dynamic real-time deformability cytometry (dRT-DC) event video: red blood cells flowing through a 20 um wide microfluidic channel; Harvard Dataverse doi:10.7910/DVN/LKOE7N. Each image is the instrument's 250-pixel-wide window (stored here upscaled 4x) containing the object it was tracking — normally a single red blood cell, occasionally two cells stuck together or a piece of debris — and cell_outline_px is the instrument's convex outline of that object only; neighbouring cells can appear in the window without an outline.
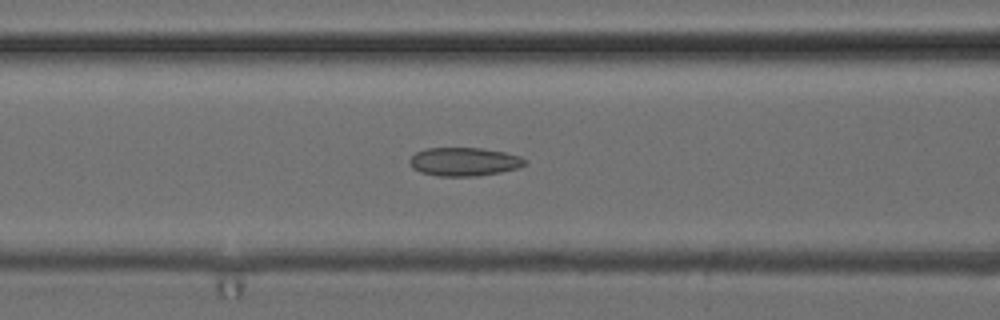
{"species": "common noctule bat (a hibernating species)", "species_latin": "Nyctalus noctula", "temperature_condition": "cold", "stored_images_in_passage": 43, "camera_frame_rate_fps": 3000, "um_per_image_px": 0.085, "animal": {"sex": "female", "body_mass_g": 24.6, "forearm_length_mm": 56.2}, "frame": {"image": 1, "passage_image": 13, "time_ms": 4.0, "image_size_px": [1000, 320], "cell_outline_px": [[528, 160], [520, 168], [500, 172], [476, 176], [436, 176], [420, 172], [412, 168], [408, 160], [416, 152], [424, 148], [480, 148], [504, 152], [520, 156]], "centroid_in_image_um": [39.44, 13.75], "position_along_channel_um": 127.2, "area_um2": 19.25}}
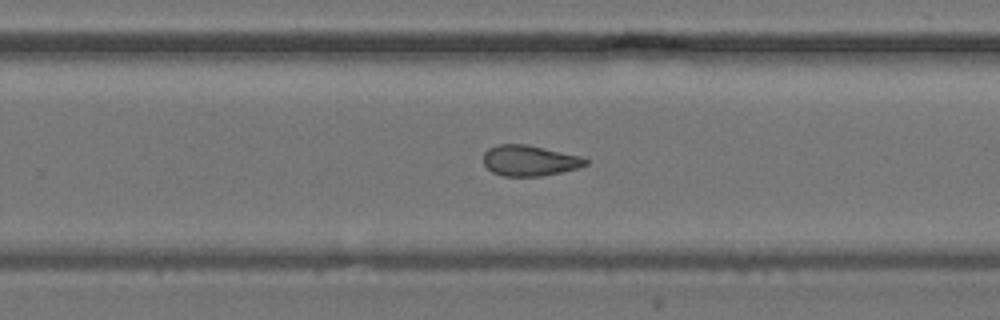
{"frame": {"image": 2, "passage_image": 25, "time_ms": 8.0, "image_size_px": [1000, 320], "cell_outline_px": [[588, 164], [576, 168], [560, 172], [540, 176], [504, 176], [492, 172], [484, 164], [484, 152], [488, 148], [496, 144], [528, 144], [580, 156], [588, 160]], "centroid_in_image_um": [44.98, 13.64], "position_along_channel_um": 284.8, "area_um2": 18.21}}
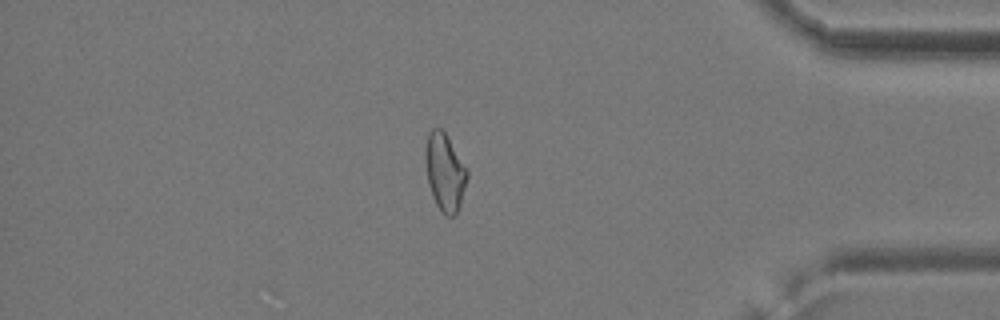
{"frame": {"image": 3, "passage_image": 36, "time_ms": 11.667, "image_size_px": [1000, 320], "cell_outline_px": [[468, 176], [460, 204], [456, 216], [444, 216], [440, 212], [432, 196], [428, 184], [424, 156], [424, 152], [428, 132], [432, 128], [440, 128], [444, 132], [468, 168]], "centroid_in_image_um": [37.8, 14.65], "position_along_channel_um": 397.4, "area_um2": 19.13}, "authors_computed_cell_mechanics": {"area_um2": 18.785, "velocity_mm_per_s": 3.9542, "shape_relaxation_time_tau1_ms": null, "shape_relaxation_time_tau2_ms": 2.1976, "deformation_change_tau1": null, "deformation_change_tau2": 0.097}}